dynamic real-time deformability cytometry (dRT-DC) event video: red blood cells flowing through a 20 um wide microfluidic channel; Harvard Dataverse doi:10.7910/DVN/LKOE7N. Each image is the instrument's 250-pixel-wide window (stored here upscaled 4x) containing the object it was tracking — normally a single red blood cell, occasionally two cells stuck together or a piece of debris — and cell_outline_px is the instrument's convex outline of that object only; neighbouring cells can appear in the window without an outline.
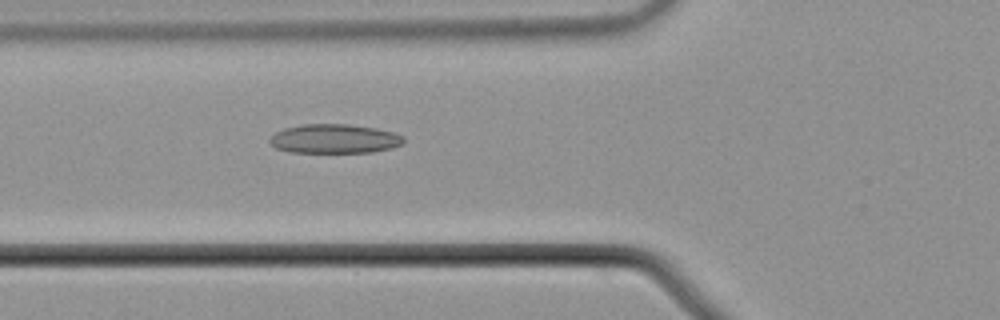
{"species": "common noctule bat (a hibernating species)", "species_latin": "Nyctalus noctula", "temperature_condition": "cold", "stored_images_in_passage": 56, "camera_frame_rate_fps": 3000, "um_per_image_px": 0.085, "animal": {"sex": "male", "body_mass_g": 21.5, "forearm_length_mm": 52.0}, "frame": {"image": 1, "passage_image": 21, "time_ms": 6.667, "image_size_px": [1000, 320], "cell_outline_px": [[404, 144], [392, 148], [372, 152], [288, 152], [276, 148], [268, 140], [276, 132], [284, 128], [300, 124], [348, 124], [376, 128], [392, 132], [404, 136]], "centroid_in_image_um": [28.44, 11.79], "position_along_channel_um": 97.4, "area_um2": 22.83}}
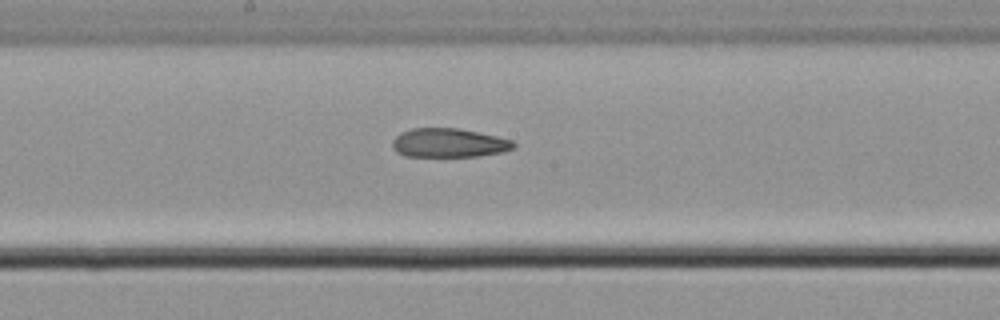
{"frame": {"image": 2, "passage_image": 30, "time_ms": 9.667, "image_size_px": [1000, 320], "cell_outline_px": [[516, 144], [512, 148], [504, 152], [480, 156], [404, 156], [396, 152], [392, 148], [392, 140], [400, 132], [412, 128], [460, 128], [496, 136], [512, 140]], "centroid_in_image_um": [38.13, 12.14], "position_along_channel_um": 210.1, "area_um2": 20.58}}
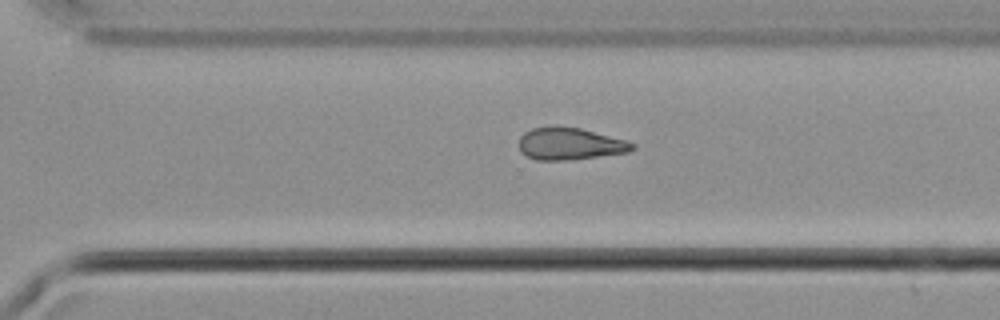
{"frame": {"image": 3, "passage_image": 39, "time_ms": 12.667, "image_size_px": [1000, 320], "cell_outline_px": [[636, 148], [628, 152], [568, 160], [536, 160], [520, 152], [520, 136], [524, 132], [532, 128], [552, 124], [556, 124], [580, 128], [624, 140], [636, 144]], "centroid_in_image_um": [48.4, 12.2], "position_along_channel_um": 322.2, "area_um2": 21.39}}